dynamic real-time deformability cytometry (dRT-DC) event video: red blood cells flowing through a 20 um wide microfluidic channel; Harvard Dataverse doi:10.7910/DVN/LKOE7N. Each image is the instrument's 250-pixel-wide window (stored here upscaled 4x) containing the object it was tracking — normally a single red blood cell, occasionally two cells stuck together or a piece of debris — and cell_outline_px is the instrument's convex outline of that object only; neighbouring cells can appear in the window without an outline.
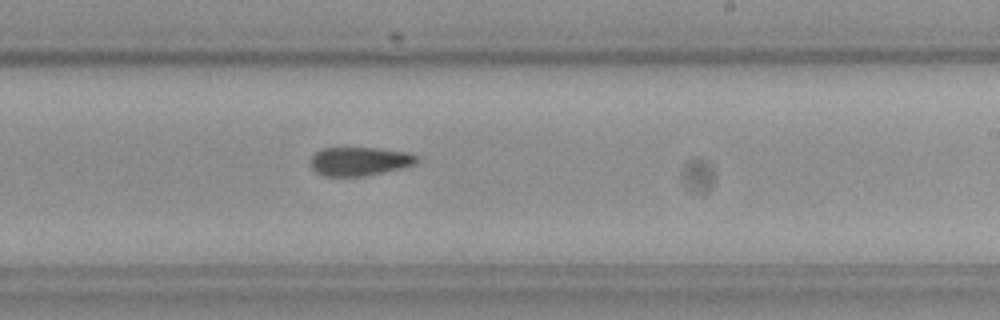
{"species": "Egyptian fruit bat (a non-hibernating species)", "species_latin": "Rousettus aegyptiacus", "temperature_condition": "cold", "stored_images_in_passage": 10, "camera_frame_rate_fps": 3000, "um_per_image_px": 0.085, "frame": {"image": 1, "passage_image": 9, "time_ms": 10.0, "image_size_px": [1000, 320], "cell_outline_px": [[416, 164], [400, 168], [364, 176], [324, 176], [316, 172], [312, 168], [308, 160], [320, 148], [376, 148], [408, 152], [416, 156]], "centroid_in_image_um": [30.5, 13.71], "position_along_channel_um": 258.5, "area_um2": 17.69}}